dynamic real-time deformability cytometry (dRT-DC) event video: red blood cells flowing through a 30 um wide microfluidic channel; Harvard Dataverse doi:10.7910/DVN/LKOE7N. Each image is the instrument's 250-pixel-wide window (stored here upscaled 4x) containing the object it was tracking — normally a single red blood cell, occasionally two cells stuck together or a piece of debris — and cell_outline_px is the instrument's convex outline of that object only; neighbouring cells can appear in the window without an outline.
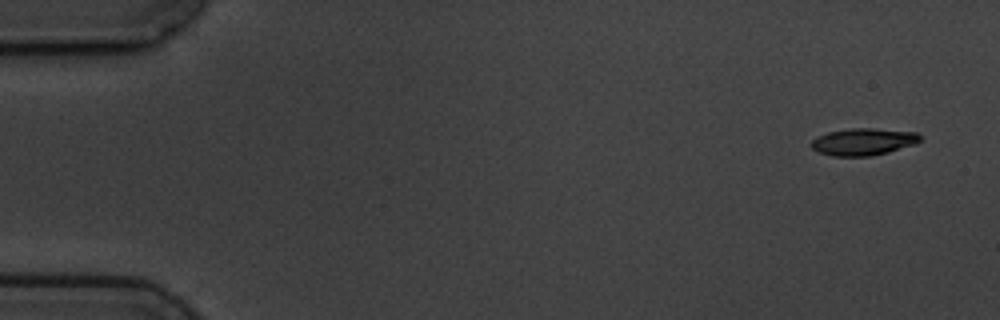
{"species": "common noctule bat (a hibernating species)", "species_latin": "Nyctalus noctula", "temperature_condition": "cold", "stored_images_in_passage": 15, "camera_frame_rate_fps": 3000, "um_per_image_px": 0.085, "animal": {"sex": "male", "body_mass_g": 19.5, "forearm_length_mm": 54.6}, "frame": {"image": 1, "passage_image": 1, "time_ms": 0.0, "image_size_px": [1000, 320], "cell_outline_px": [[920, 140], [916, 144], [888, 152], [872, 156], [832, 156], [820, 152], [812, 148], [812, 140], [828, 132], [852, 128], [872, 128], [916, 132], [920, 136]], "centroid_in_image_um": [73.41, 12.05], "position_along_channel_um": 11.6, "area_um2": 16.99}}
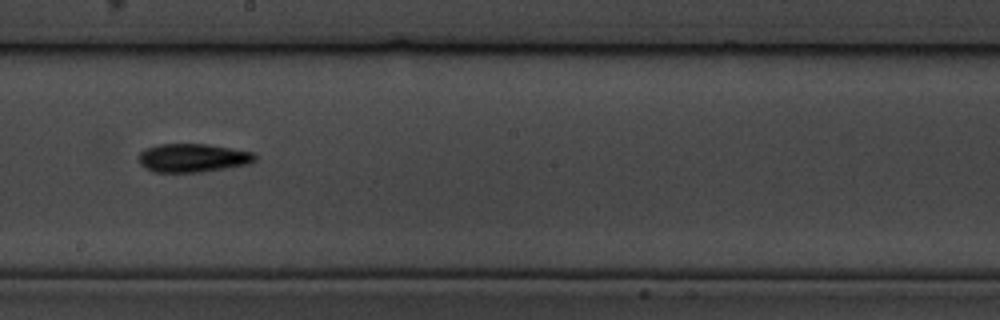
{"frame": {"image": 2, "passage_image": 8, "time_ms": 9.667, "image_size_px": [1000, 320], "cell_outline_px": [[256, 160], [248, 164], [200, 172], [152, 172], [140, 164], [136, 156], [144, 148], [156, 144], [208, 144], [252, 152], [256, 156]], "centroid_in_image_um": [16.31, 13.41], "position_along_channel_um": 231.9, "area_um2": 19.42}}
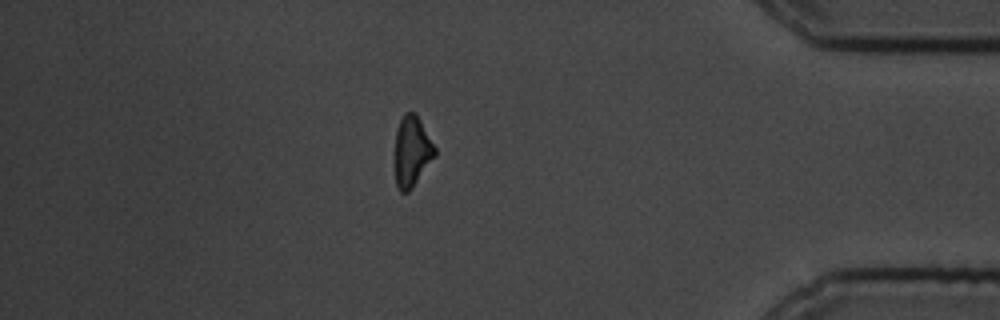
{"frame": {"image": 3, "passage_image": 13, "time_ms": 15.333, "image_size_px": [1000, 320], "cell_outline_px": [[436, 156], [412, 188], [408, 192], [400, 192], [396, 184], [396, 132], [400, 120], [404, 112], [416, 112], [436, 148]], "centroid_in_image_um": [35.04, 12.85], "position_along_channel_um": 400.2, "area_um2": 16.36}, "authors_computed_cell_mechanics": {"area_um2": 17.7446, "velocity_mm_per_s": 3.586, "shape_relaxation_time_tau1_ms": 2.1234, "shape_relaxation_time_tau2_ms": 7.2122, "deformation_change_tau1": 0.0807, "deformation_change_tau2": 0.1706}}